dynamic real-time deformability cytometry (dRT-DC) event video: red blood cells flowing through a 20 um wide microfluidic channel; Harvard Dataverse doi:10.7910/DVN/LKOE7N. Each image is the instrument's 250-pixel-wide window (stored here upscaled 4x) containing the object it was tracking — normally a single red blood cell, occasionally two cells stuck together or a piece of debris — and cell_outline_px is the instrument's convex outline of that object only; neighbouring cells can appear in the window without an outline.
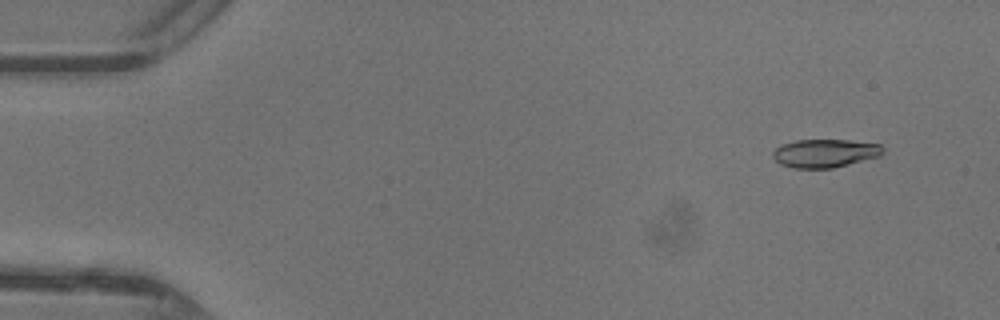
{"species": "common noctule bat (a hibernating species)", "species_latin": "Nyctalus noctula", "temperature_condition": "warm", "stored_images_in_passage": 47, "camera_frame_rate_fps": 3000, "um_per_image_px": 0.085, "animal": {"sex": "female"}, "frame": {"image": 1, "passage_image": 4, "time_ms": 1.0, "image_size_px": [1000, 320], "cell_outline_px": [[884, 152], [880, 156], [832, 168], [792, 168], [780, 164], [772, 156], [772, 152], [780, 144], [796, 140], [848, 140], [880, 144], [884, 148]], "centroid_in_image_um": [70.1, 13.02], "position_along_channel_um": 14.9, "area_um2": 18.21}}
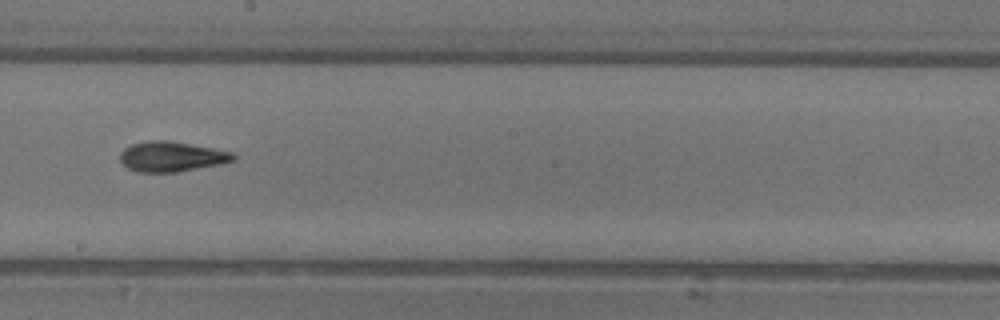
{"frame": {"image": 2, "passage_image": 27, "time_ms": 8.667, "image_size_px": [1000, 320], "cell_outline_px": [[236, 160], [220, 164], [176, 172], [136, 172], [128, 168], [120, 160], [120, 152], [124, 148], [132, 144], [148, 140], [168, 140], [212, 148], [232, 152], [236, 156]], "centroid_in_image_um": [14.57, 13.31], "position_along_channel_um": 233.6, "area_um2": 19.83}}
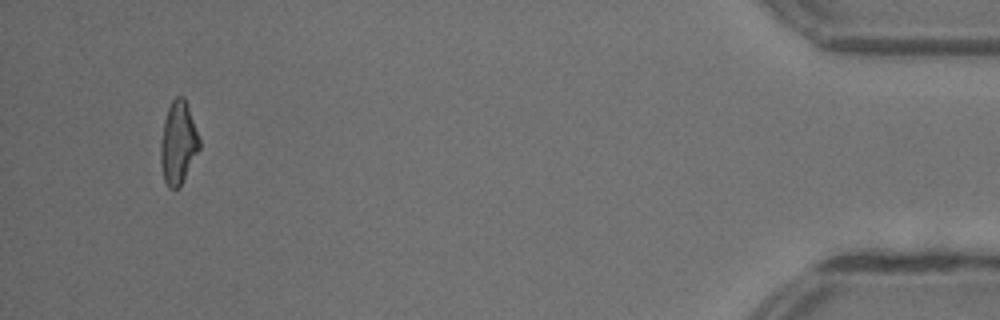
{"frame": {"image": 3, "passage_image": 45, "time_ms": 14.667, "image_size_px": [1000, 320], "cell_outline_px": [[200, 148], [180, 184], [176, 188], [168, 188], [164, 180], [160, 160], [160, 144], [164, 120], [168, 108], [172, 100], [176, 96], [184, 96], [200, 140]], "centroid_in_image_um": [15.13, 12.11], "position_along_channel_um": 420.1, "area_um2": 18.32}, "authors_computed_cell_mechanics": {"area_um2": 18.9584, "velocity_mm_per_s": 4.4191, "shape_relaxation_time_tau1_ms": 4.7394, "shape_relaxation_time_tau2_ms": 2.5606, "deformation_change_tau1": 0.1752, "deformation_change_tau2": 0.117}}